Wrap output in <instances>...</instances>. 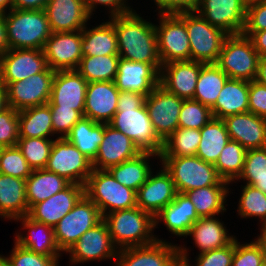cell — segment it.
I'll return each mask as SVG.
<instances>
[{
    "instance_id": "obj_1",
    "label": "cell",
    "mask_w": 266,
    "mask_h": 266,
    "mask_svg": "<svg viewBox=\"0 0 266 266\" xmlns=\"http://www.w3.org/2000/svg\"><path fill=\"white\" fill-rule=\"evenodd\" d=\"M138 9L140 8L108 18L117 34L118 55L125 60L151 64L160 73L162 64L158 54L154 17L150 20V16L144 17Z\"/></svg>"
},
{
    "instance_id": "obj_2",
    "label": "cell",
    "mask_w": 266,
    "mask_h": 266,
    "mask_svg": "<svg viewBox=\"0 0 266 266\" xmlns=\"http://www.w3.org/2000/svg\"><path fill=\"white\" fill-rule=\"evenodd\" d=\"M145 98L143 94L120 91L117 110L109 125L130 138L141 152H152L159 156L163 141L154 130Z\"/></svg>"
},
{
    "instance_id": "obj_3",
    "label": "cell",
    "mask_w": 266,
    "mask_h": 266,
    "mask_svg": "<svg viewBox=\"0 0 266 266\" xmlns=\"http://www.w3.org/2000/svg\"><path fill=\"white\" fill-rule=\"evenodd\" d=\"M103 220L118 250L156 241L154 217L137 206L105 214Z\"/></svg>"
},
{
    "instance_id": "obj_4",
    "label": "cell",
    "mask_w": 266,
    "mask_h": 266,
    "mask_svg": "<svg viewBox=\"0 0 266 266\" xmlns=\"http://www.w3.org/2000/svg\"><path fill=\"white\" fill-rule=\"evenodd\" d=\"M4 17L9 49L43 50L52 33L44 9H11Z\"/></svg>"
},
{
    "instance_id": "obj_5",
    "label": "cell",
    "mask_w": 266,
    "mask_h": 266,
    "mask_svg": "<svg viewBox=\"0 0 266 266\" xmlns=\"http://www.w3.org/2000/svg\"><path fill=\"white\" fill-rule=\"evenodd\" d=\"M159 164L170 174L178 193L214 185H230L222 180L213 164L194 156L159 157Z\"/></svg>"
},
{
    "instance_id": "obj_6",
    "label": "cell",
    "mask_w": 266,
    "mask_h": 266,
    "mask_svg": "<svg viewBox=\"0 0 266 266\" xmlns=\"http://www.w3.org/2000/svg\"><path fill=\"white\" fill-rule=\"evenodd\" d=\"M85 195L102 216L137 206L136 191L120 184L108 170H92L85 184Z\"/></svg>"
},
{
    "instance_id": "obj_7",
    "label": "cell",
    "mask_w": 266,
    "mask_h": 266,
    "mask_svg": "<svg viewBox=\"0 0 266 266\" xmlns=\"http://www.w3.org/2000/svg\"><path fill=\"white\" fill-rule=\"evenodd\" d=\"M153 16L161 64L164 65L172 61H191L184 11L156 13ZM155 16L157 17L155 18Z\"/></svg>"
},
{
    "instance_id": "obj_8",
    "label": "cell",
    "mask_w": 266,
    "mask_h": 266,
    "mask_svg": "<svg viewBox=\"0 0 266 266\" xmlns=\"http://www.w3.org/2000/svg\"><path fill=\"white\" fill-rule=\"evenodd\" d=\"M259 58L248 36L230 34L223 43L216 64L229 78L250 82L255 80Z\"/></svg>"
},
{
    "instance_id": "obj_9",
    "label": "cell",
    "mask_w": 266,
    "mask_h": 266,
    "mask_svg": "<svg viewBox=\"0 0 266 266\" xmlns=\"http://www.w3.org/2000/svg\"><path fill=\"white\" fill-rule=\"evenodd\" d=\"M184 23L189 36L191 61L216 63L229 34L208 23L195 10L184 11Z\"/></svg>"
},
{
    "instance_id": "obj_10",
    "label": "cell",
    "mask_w": 266,
    "mask_h": 266,
    "mask_svg": "<svg viewBox=\"0 0 266 266\" xmlns=\"http://www.w3.org/2000/svg\"><path fill=\"white\" fill-rule=\"evenodd\" d=\"M222 216L226 215L220 214L213 217H201L193 224L188 234L182 239L185 240L188 238L189 240L190 237L193 248L191 245L187 247L188 241H182L184 244L181 242L178 245L181 265H184L191 258V252L189 251H192L194 247L198 249L196 254H199L205 251L226 247L237 237L235 232H233V235L231 234L232 232H229L230 229H227L229 228L227 227L228 222L222 221Z\"/></svg>"
},
{
    "instance_id": "obj_11",
    "label": "cell",
    "mask_w": 266,
    "mask_h": 266,
    "mask_svg": "<svg viewBox=\"0 0 266 266\" xmlns=\"http://www.w3.org/2000/svg\"><path fill=\"white\" fill-rule=\"evenodd\" d=\"M102 220L98 207L84 194L54 227L55 240L64 256L86 231Z\"/></svg>"
},
{
    "instance_id": "obj_12",
    "label": "cell",
    "mask_w": 266,
    "mask_h": 266,
    "mask_svg": "<svg viewBox=\"0 0 266 266\" xmlns=\"http://www.w3.org/2000/svg\"><path fill=\"white\" fill-rule=\"evenodd\" d=\"M118 254V248L113 244L108 226L104 220L86 231L65 254L69 266H77L91 261H113Z\"/></svg>"
},
{
    "instance_id": "obj_13",
    "label": "cell",
    "mask_w": 266,
    "mask_h": 266,
    "mask_svg": "<svg viewBox=\"0 0 266 266\" xmlns=\"http://www.w3.org/2000/svg\"><path fill=\"white\" fill-rule=\"evenodd\" d=\"M45 169L84 186L93 170L92 162L66 138L54 139Z\"/></svg>"
},
{
    "instance_id": "obj_14",
    "label": "cell",
    "mask_w": 266,
    "mask_h": 266,
    "mask_svg": "<svg viewBox=\"0 0 266 266\" xmlns=\"http://www.w3.org/2000/svg\"><path fill=\"white\" fill-rule=\"evenodd\" d=\"M55 71L47 67L43 72L24 80L2 83L6 87L7 105L16 111L45 105L51 96Z\"/></svg>"
},
{
    "instance_id": "obj_15",
    "label": "cell",
    "mask_w": 266,
    "mask_h": 266,
    "mask_svg": "<svg viewBox=\"0 0 266 266\" xmlns=\"http://www.w3.org/2000/svg\"><path fill=\"white\" fill-rule=\"evenodd\" d=\"M183 101V98L167 92L161 85L155 87L145 98L149 118L163 142L178 129Z\"/></svg>"
},
{
    "instance_id": "obj_16",
    "label": "cell",
    "mask_w": 266,
    "mask_h": 266,
    "mask_svg": "<svg viewBox=\"0 0 266 266\" xmlns=\"http://www.w3.org/2000/svg\"><path fill=\"white\" fill-rule=\"evenodd\" d=\"M175 241H158L118 250L112 266H180L178 244Z\"/></svg>"
},
{
    "instance_id": "obj_17",
    "label": "cell",
    "mask_w": 266,
    "mask_h": 266,
    "mask_svg": "<svg viewBox=\"0 0 266 266\" xmlns=\"http://www.w3.org/2000/svg\"><path fill=\"white\" fill-rule=\"evenodd\" d=\"M247 3V0H199L195 11L227 34H239L245 27Z\"/></svg>"
},
{
    "instance_id": "obj_18",
    "label": "cell",
    "mask_w": 266,
    "mask_h": 266,
    "mask_svg": "<svg viewBox=\"0 0 266 266\" xmlns=\"http://www.w3.org/2000/svg\"><path fill=\"white\" fill-rule=\"evenodd\" d=\"M81 43L82 30L52 32L43 48L48 67L55 72L76 70L83 57Z\"/></svg>"
},
{
    "instance_id": "obj_19",
    "label": "cell",
    "mask_w": 266,
    "mask_h": 266,
    "mask_svg": "<svg viewBox=\"0 0 266 266\" xmlns=\"http://www.w3.org/2000/svg\"><path fill=\"white\" fill-rule=\"evenodd\" d=\"M177 193L170 174L158 164L136 192L137 207L155 217L175 199Z\"/></svg>"
},
{
    "instance_id": "obj_20",
    "label": "cell",
    "mask_w": 266,
    "mask_h": 266,
    "mask_svg": "<svg viewBox=\"0 0 266 266\" xmlns=\"http://www.w3.org/2000/svg\"><path fill=\"white\" fill-rule=\"evenodd\" d=\"M199 219L200 217L189 197L184 193H177L175 199L154 217L156 240H169L156 235V229L159 230L160 224L171 234L168 238L176 237L179 241L181 238L182 241V238H185L189 229Z\"/></svg>"
},
{
    "instance_id": "obj_21",
    "label": "cell",
    "mask_w": 266,
    "mask_h": 266,
    "mask_svg": "<svg viewBox=\"0 0 266 266\" xmlns=\"http://www.w3.org/2000/svg\"><path fill=\"white\" fill-rule=\"evenodd\" d=\"M47 67L43 50L8 49L0 57V82L21 81L43 72Z\"/></svg>"
},
{
    "instance_id": "obj_22",
    "label": "cell",
    "mask_w": 266,
    "mask_h": 266,
    "mask_svg": "<svg viewBox=\"0 0 266 266\" xmlns=\"http://www.w3.org/2000/svg\"><path fill=\"white\" fill-rule=\"evenodd\" d=\"M13 222L19 223L20 227L15 231L14 241L22 247L36 254L54 257L56 260L63 258L55 240L54 228L31 219L28 215L19 217Z\"/></svg>"
},
{
    "instance_id": "obj_23",
    "label": "cell",
    "mask_w": 266,
    "mask_h": 266,
    "mask_svg": "<svg viewBox=\"0 0 266 266\" xmlns=\"http://www.w3.org/2000/svg\"><path fill=\"white\" fill-rule=\"evenodd\" d=\"M87 84L77 70L56 71L47 104L50 108H71L84 116Z\"/></svg>"
},
{
    "instance_id": "obj_24",
    "label": "cell",
    "mask_w": 266,
    "mask_h": 266,
    "mask_svg": "<svg viewBox=\"0 0 266 266\" xmlns=\"http://www.w3.org/2000/svg\"><path fill=\"white\" fill-rule=\"evenodd\" d=\"M85 194V186L70 183L65 189L50 198L35 204L28 213L34 221L54 228Z\"/></svg>"
},
{
    "instance_id": "obj_25",
    "label": "cell",
    "mask_w": 266,
    "mask_h": 266,
    "mask_svg": "<svg viewBox=\"0 0 266 266\" xmlns=\"http://www.w3.org/2000/svg\"><path fill=\"white\" fill-rule=\"evenodd\" d=\"M202 63L172 61L161 66L159 85L183 99H193Z\"/></svg>"
},
{
    "instance_id": "obj_26",
    "label": "cell",
    "mask_w": 266,
    "mask_h": 266,
    "mask_svg": "<svg viewBox=\"0 0 266 266\" xmlns=\"http://www.w3.org/2000/svg\"><path fill=\"white\" fill-rule=\"evenodd\" d=\"M140 153L141 151L130 138L104 123V138L99 146L98 154L92 162V168L108 170Z\"/></svg>"
},
{
    "instance_id": "obj_27",
    "label": "cell",
    "mask_w": 266,
    "mask_h": 266,
    "mask_svg": "<svg viewBox=\"0 0 266 266\" xmlns=\"http://www.w3.org/2000/svg\"><path fill=\"white\" fill-rule=\"evenodd\" d=\"M119 93L114 81L88 83L84 116L97 123L109 124L117 110Z\"/></svg>"
},
{
    "instance_id": "obj_28",
    "label": "cell",
    "mask_w": 266,
    "mask_h": 266,
    "mask_svg": "<svg viewBox=\"0 0 266 266\" xmlns=\"http://www.w3.org/2000/svg\"><path fill=\"white\" fill-rule=\"evenodd\" d=\"M44 10L52 32L82 30L94 19L83 0H49Z\"/></svg>"
},
{
    "instance_id": "obj_29",
    "label": "cell",
    "mask_w": 266,
    "mask_h": 266,
    "mask_svg": "<svg viewBox=\"0 0 266 266\" xmlns=\"http://www.w3.org/2000/svg\"><path fill=\"white\" fill-rule=\"evenodd\" d=\"M160 73L148 63L120 58L114 80L119 91H130L147 96L159 85Z\"/></svg>"
},
{
    "instance_id": "obj_30",
    "label": "cell",
    "mask_w": 266,
    "mask_h": 266,
    "mask_svg": "<svg viewBox=\"0 0 266 266\" xmlns=\"http://www.w3.org/2000/svg\"><path fill=\"white\" fill-rule=\"evenodd\" d=\"M230 140L237 141L246 150L266 147V119L244 112L223 119Z\"/></svg>"
},
{
    "instance_id": "obj_31",
    "label": "cell",
    "mask_w": 266,
    "mask_h": 266,
    "mask_svg": "<svg viewBox=\"0 0 266 266\" xmlns=\"http://www.w3.org/2000/svg\"><path fill=\"white\" fill-rule=\"evenodd\" d=\"M28 213L26 180L0 173V219L13 222Z\"/></svg>"
},
{
    "instance_id": "obj_32",
    "label": "cell",
    "mask_w": 266,
    "mask_h": 266,
    "mask_svg": "<svg viewBox=\"0 0 266 266\" xmlns=\"http://www.w3.org/2000/svg\"><path fill=\"white\" fill-rule=\"evenodd\" d=\"M103 21V22H101ZM94 26L89 22L82 29L81 52L83 56L118 55L117 34L113 24L105 18Z\"/></svg>"
},
{
    "instance_id": "obj_33",
    "label": "cell",
    "mask_w": 266,
    "mask_h": 266,
    "mask_svg": "<svg viewBox=\"0 0 266 266\" xmlns=\"http://www.w3.org/2000/svg\"><path fill=\"white\" fill-rule=\"evenodd\" d=\"M158 164L157 154L141 152L136 157L109 168L108 171L120 184L137 192Z\"/></svg>"
},
{
    "instance_id": "obj_34",
    "label": "cell",
    "mask_w": 266,
    "mask_h": 266,
    "mask_svg": "<svg viewBox=\"0 0 266 266\" xmlns=\"http://www.w3.org/2000/svg\"><path fill=\"white\" fill-rule=\"evenodd\" d=\"M249 81L228 78L211 108L214 118L224 119L249 111Z\"/></svg>"
},
{
    "instance_id": "obj_35",
    "label": "cell",
    "mask_w": 266,
    "mask_h": 266,
    "mask_svg": "<svg viewBox=\"0 0 266 266\" xmlns=\"http://www.w3.org/2000/svg\"><path fill=\"white\" fill-rule=\"evenodd\" d=\"M230 185H214L203 188H197L186 192L185 194L192 201L198 216L213 217L220 214H226L228 200H230ZM229 198V199H228Z\"/></svg>"
},
{
    "instance_id": "obj_36",
    "label": "cell",
    "mask_w": 266,
    "mask_h": 266,
    "mask_svg": "<svg viewBox=\"0 0 266 266\" xmlns=\"http://www.w3.org/2000/svg\"><path fill=\"white\" fill-rule=\"evenodd\" d=\"M70 184L64 177L45 168L34 169L26 179V199L29 210L37 203L42 202L62 191Z\"/></svg>"
},
{
    "instance_id": "obj_37",
    "label": "cell",
    "mask_w": 266,
    "mask_h": 266,
    "mask_svg": "<svg viewBox=\"0 0 266 266\" xmlns=\"http://www.w3.org/2000/svg\"><path fill=\"white\" fill-rule=\"evenodd\" d=\"M240 184L230 183V195H235L233 193H236L234 190L236 186L237 191L239 190L241 192L236 196V203H238L236 210L237 218H240V220L246 219V221L247 219L249 221L250 219H256L255 221H258L257 229L261 230L266 225V194L253 186ZM238 185L241 189H239Z\"/></svg>"
},
{
    "instance_id": "obj_38",
    "label": "cell",
    "mask_w": 266,
    "mask_h": 266,
    "mask_svg": "<svg viewBox=\"0 0 266 266\" xmlns=\"http://www.w3.org/2000/svg\"><path fill=\"white\" fill-rule=\"evenodd\" d=\"M19 138L56 139L51 108L48 104L18 111Z\"/></svg>"
},
{
    "instance_id": "obj_39",
    "label": "cell",
    "mask_w": 266,
    "mask_h": 266,
    "mask_svg": "<svg viewBox=\"0 0 266 266\" xmlns=\"http://www.w3.org/2000/svg\"><path fill=\"white\" fill-rule=\"evenodd\" d=\"M65 138L93 162L104 138V123L94 122L84 116Z\"/></svg>"
},
{
    "instance_id": "obj_40",
    "label": "cell",
    "mask_w": 266,
    "mask_h": 266,
    "mask_svg": "<svg viewBox=\"0 0 266 266\" xmlns=\"http://www.w3.org/2000/svg\"><path fill=\"white\" fill-rule=\"evenodd\" d=\"M201 140L196 156L215 165L220 153L230 141L223 119L212 118L200 129Z\"/></svg>"
},
{
    "instance_id": "obj_41",
    "label": "cell",
    "mask_w": 266,
    "mask_h": 266,
    "mask_svg": "<svg viewBox=\"0 0 266 266\" xmlns=\"http://www.w3.org/2000/svg\"><path fill=\"white\" fill-rule=\"evenodd\" d=\"M228 78L216 63H202L193 99L211 109Z\"/></svg>"
},
{
    "instance_id": "obj_42",
    "label": "cell",
    "mask_w": 266,
    "mask_h": 266,
    "mask_svg": "<svg viewBox=\"0 0 266 266\" xmlns=\"http://www.w3.org/2000/svg\"><path fill=\"white\" fill-rule=\"evenodd\" d=\"M119 59V55L83 56L76 70L88 83L114 81Z\"/></svg>"
},
{
    "instance_id": "obj_43",
    "label": "cell",
    "mask_w": 266,
    "mask_h": 266,
    "mask_svg": "<svg viewBox=\"0 0 266 266\" xmlns=\"http://www.w3.org/2000/svg\"><path fill=\"white\" fill-rule=\"evenodd\" d=\"M200 140V130L178 128L163 142L159 157L194 156L197 153Z\"/></svg>"
},
{
    "instance_id": "obj_44",
    "label": "cell",
    "mask_w": 266,
    "mask_h": 266,
    "mask_svg": "<svg viewBox=\"0 0 266 266\" xmlns=\"http://www.w3.org/2000/svg\"><path fill=\"white\" fill-rule=\"evenodd\" d=\"M232 183L247 184L266 194V147L246 151L242 173Z\"/></svg>"
},
{
    "instance_id": "obj_45",
    "label": "cell",
    "mask_w": 266,
    "mask_h": 266,
    "mask_svg": "<svg viewBox=\"0 0 266 266\" xmlns=\"http://www.w3.org/2000/svg\"><path fill=\"white\" fill-rule=\"evenodd\" d=\"M246 151L237 141L230 140L227 143L214 165L222 180L232 183L239 178L244 167Z\"/></svg>"
},
{
    "instance_id": "obj_46",
    "label": "cell",
    "mask_w": 266,
    "mask_h": 266,
    "mask_svg": "<svg viewBox=\"0 0 266 266\" xmlns=\"http://www.w3.org/2000/svg\"><path fill=\"white\" fill-rule=\"evenodd\" d=\"M53 144L54 139L19 138L17 147L21 150L28 165L34 170L46 167Z\"/></svg>"
},
{
    "instance_id": "obj_47",
    "label": "cell",
    "mask_w": 266,
    "mask_h": 266,
    "mask_svg": "<svg viewBox=\"0 0 266 266\" xmlns=\"http://www.w3.org/2000/svg\"><path fill=\"white\" fill-rule=\"evenodd\" d=\"M213 118L211 109L194 99H184L178 128L202 129Z\"/></svg>"
},
{
    "instance_id": "obj_48",
    "label": "cell",
    "mask_w": 266,
    "mask_h": 266,
    "mask_svg": "<svg viewBox=\"0 0 266 266\" xmlns=\"http://www.w3.org/2000/svg\"><path fill=\"white\" fill-rule=\"evenodd\" d=\"M31 172L32 168L17 146L2 147L0 151V173L26 180Z\"/></svg>"
},
{
    "instance_id": "obj_49",
    "label": "cell",
    "mask_w": 266,
    "mask_h": 266,
    "mask_svg": "<svg viewBox=\"0 0 266 266\" xmlns=\"http://www.w3.org/2000/svg\"><path fill=\"white\" fill-rule=\"evenodd\" d=\"M13 249L6 254L10 266H61L60 260L43 256L22 247L13 240Z\"/></svg>"
},
{
    "instance_id": "obj_50",
    "label": "cell",
    "mask_w": 266,
    "mask_h": 266,
    "mask_svg": "<svg viewBox=\"0 0 266 266\" xmlns=\"http://www.w3.org/2000/svg\"><path fill=\"white\" fill-rule=\"evenodd\" d=\"M234 251L235 239L226 247L196 254L184 266H232Z\"/></svg>"
},
{
    "instance_id": "obj_51",
    "label": "cell",
    "mask_w": 266,
    "mask_h": 266,
    "mask_svg": "<svg viewBox=\"0 0 266 266\" xmlns=\"http://www.w3.org/2000/svg\"><path fill=\"white\" fill-rule=\"evenodd\" d=\"M235 238V251L232 266H261L263 263V252L259 243L255 239L248 242H241Z\"/></svg>"
},
{
    "instance_id": "obj_52",
    "label": "cell",
    "mask_w": 266,
    "mask_h": 266,
    "mask_svg": "<svg viewBox=\"0 0 266 266\" xmlns=\"http://www.w3.org/2000/svg\"><path fill=\"white\" fill-rule=\"evenodd\" d=\"M83 1L89 15L92 18L96 15V13H99L98 11L105 13L104 15L102 14V16H104L105 19L106 15H107L106 18H110L114 16L124 15L135 10V8H133V3H132L133 0L132 2H130L131 0H83ZM100 8L102 10H100Z\"/></svg>"
},
{
    "instance_id": "obj_53",
    "label": "cell",
    "mask_w": 266,
    "mask_h": 266,
    "mask_svg": "<svg viewBox=\"0 0 266 266\" xmlns=\"http://www.w3.org/2000/svg\"><path fill=\"white\" fill-rule=\"evenodd\" d=\"M19 139L18 111L7 107L0 112V146H17Z\"/></svg>"
},
{
    "instance_id": "obj_54",
    "label": "cell",
    "mask_w": 266,
    "mask_h": 266,
    "mask_svg": "<svg viewBox=\"0 0 266 266\" xmlns=\"http://www.w3.org/2000/svg\"><path fill=\"white\" fill-rule=\"evenodd\" d=\"M53 133L57 138H65L72 127L84 117L71 108H51Z\"/></svg>"
},
{
    "instance_id": "obj_55",
    "label": "cell",
    "mask_w": 266,
    "mask_h": 266,
    "mask_svg": "<svg viewBox=\"0 0 266 266\" xmlns=\"http://www.w3.org/2000/svg\"><path fill=\"white\" fill-rule=\"evenodd\" d=\"M263 30H266V0L248 1L243 32H260Z\"/></svg>"
},
{
    "instance_id": "obj_56",
    "label": "cell",
    "mask_w": 266,
    "mask_h": 266,
    "mask_svg": "<svg viewBox=\"0 0 266 266\" xmlns=\"http://www.w3.org/2000/svg\"><path fill=\"white\" fill-rule=\"evenodd\" d=\"M249 112L266 119V86L258 82H249Z\"/></svg>"
},
{
    "instance_id": "obj_57",
    "label": "cell",
    "mask_w": 266,
    "mask_h": 266,
    "mask_svg": "<svg viewBox=\"0 0 266 266\" xmlns=\"http://www.w3.org/2000/svg\"><path fill=\"white\" fill-rule=\"evenodd\" d=\"M153 13H178L195 10L199 0H149ZM156 8V9H155ZM155 9V10H154Z\"/></svg>"
},
{
    "instance_id": "obj_58",
    "label": "cell",
    "mask_w": 266,
    "mask_h": 266,
    "mask_svg": "<svg viewBox=\"0 0 266 266\" xmlns=\"http://www.w3.org/2000/svg\"><path fill=\"white\" fill-rule=\"evenodd\" d=\"M252 41L254 49L260 57L266 56V30L260 32H242Z\"/></svg>"
},
{
    "instance_id": "obj_59",
    "label": "cell",
    "mask_w": 266,
    "mask_h": 266,
    "mask_svg": "<svg viewBox=\"0 0 266 266\" xmlns=\"http://www.w3.org/2000/svg\"><path fill=\"white\" fill-rule=\"evenodd\" d=\"M13 9L19 10H41L45 9L49 0H12Z\"/></svg>"
},
{
    "instance_id": "obj_60",
    "label": "cell",
    "mask_w": 266,
    "mask_h": 266,
    "mask_svg": "<svg viewBox=\"0 0 266 266\" xmlns=\"http://www.w3.org/2000/svg\"><path fill=\"white\" fill-rule=\"evenodd\" d=\"M7 33L4 14L0 13V57L8 50Z\"/></svg>"
},
{
    "instance_id": "obj_61",
    "label": "cell",
    "mask_w": 266,
    "mask_h": 266,
    "mask_svg": "<svg viewBox=\"0 0 266 266\" xmlns=\"http://www.w3.org/2000/svg\"><path fill=\"white\" fill-rule=\"evenodd\" d=\"M255 81L266 86V56L259 58Z\"/></svg>"
},
{
    "instance_id": "obj_62",
    "label": "cell",
    "mask_w": 266,
    "mask_h": 266,
    "mask_svg": "<svg viewBox=\"0 0 266 266\" xmlns=\"http://www.w3.org/2000/svg\"><path fill=\"white\" fill-rule=\"evenodd\" d=\"M8 107L6 87L0 82V112Z\"/></svg>"
},
{
    "instance_id": "obj_63",
    "label": "cell",
    "mask_w": 266,
    "mask_h": 266,
    "mask_svg": "<svg viewBox=\"0 0 266 266\" xmlns=\"http://www.w3.org/2000/svg\"><path fill=\"white\" fill-rule=\"evenodd\" d=\"M254 239L259 243L263 252V260L266 262V237L259 231V233L254 236Z\"/></svg>"
},
{
    "instance_id": "obj_64",
    "label": "cell",
    "mask_w": 266,
    "mask_h": 266,
    "mask_svg": "<svg viewBox=\"0 0 266 266\" xmlns=\"http://www.w3.org/2000/svg\"><path fill=\"white\" fill-rule=\"evenodd\" d=\"M11 9H13L12 0H0V13H8Z\"/></svg>"
},
{
    "instance_id": "obj_65",
    "label": "cell",
    "mask_w": 266,
    "mask_h": 266,
    "mask_svg": "<svg viewBox=\"0 0 266 266\" xmlns=\"http://www.w3.org/2000/svg\"><path fill=\"white\" fill-rule=\"evenodd\" d=\"M0 266H10L5 254L0 253Z\"/></svg>"
},
{
    "instance_id": "obj_66",
    "label": "cell",
    "mask_w": 266,
    "mask_h": 266,
    "mask_svg": "<svg viewBox=\"0 0 266 266\" xmlns=\"http://www.w3.org/2000/svg\"><path fill=\"white\" fill-rule=\"evenodd\" d=\"M259 231L266 237V225Z\"/></svg>"
},
{
    "instance_id": "obj_67",
    "label": "cell",
    "mask_w": 266,
    "mask_h": 266,
    "mask_svg": "<svg viewBox=\"0 0 266 266\" xmlns=\"http://www.w3.org/2000/svg\"><path fill=\"white\" fill-rule=\"evenodd\" d=\"M261 266H266V262L263 261V263L261 264Z\"/></svg>"
}]
</instances>
